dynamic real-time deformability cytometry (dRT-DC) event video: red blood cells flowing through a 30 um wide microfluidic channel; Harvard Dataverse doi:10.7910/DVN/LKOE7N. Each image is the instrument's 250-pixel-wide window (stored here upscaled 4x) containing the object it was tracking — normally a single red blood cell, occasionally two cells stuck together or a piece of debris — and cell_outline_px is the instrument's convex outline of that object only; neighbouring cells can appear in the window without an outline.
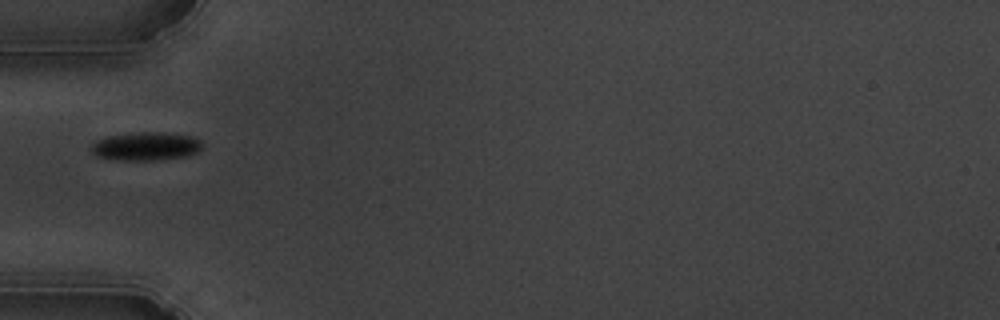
{"species": "common noctule bat (a hibernating species)", "species_latin": "Nyctalus noctula", "temperature_condition": "cold", "stored_images_in_passage": 19, "camera_frame_rate_fps": 3000, "um_per_image_px": 0.085, "animal": {"sex": "male", "body_mass_g": 19.5, "forearm_length_mm": 54.6}, "frame": {"image": 1, "passage_image": 1, "time_ms": 0.0, "image_size_px": [1000, 320], "cell_outline_px": [[200, 148], [196, 152], [188, 156], [156, 160], [112, 160], [96, 156], [92, 152], [92, 144], [96, 140], [108, 136], [140, 132], [160, 132], [192, 136], [200, 140]], "centroid_in_image_um": [12.37, 12.44], "position_along_channel_um": 72.6, "area_um2": 18.26}}